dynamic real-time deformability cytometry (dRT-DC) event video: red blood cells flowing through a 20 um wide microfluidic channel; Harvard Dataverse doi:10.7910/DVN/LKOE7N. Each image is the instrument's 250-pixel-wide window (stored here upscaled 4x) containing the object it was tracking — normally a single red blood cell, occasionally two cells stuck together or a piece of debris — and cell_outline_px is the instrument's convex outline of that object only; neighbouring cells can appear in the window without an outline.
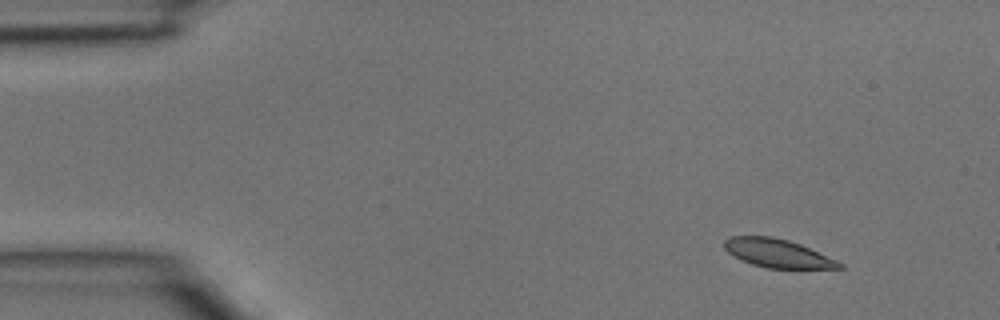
{"species": "common noctule bat (a hibernating species)", "species_latin": "Nyctalus noctula", "temperature_condition": "room temperature", "stored_images_in_passage": 3, "camera_frame_rate_fps": 3000, "um_per_image_px": 0.085, "animal": {"sex": "male", "body_mass_g": 15.6}, "frame": {"image": 1, "passage_image": 1, "time_ms": 0.0, "image_size_px": [1000, 320], "cell_outline_px": [[844, 268], [768, 268], [752, 264], [740, 260], [728, 252], [724, 248], [724, 240], [732, 236], [772, 236], [788, 240], [800, 244], [836, 260], [844, 264]], "centroid_in_image_um": [66.07, 21.52], "position_along_channel_um": 18.9, "area_um2": 18.9}}
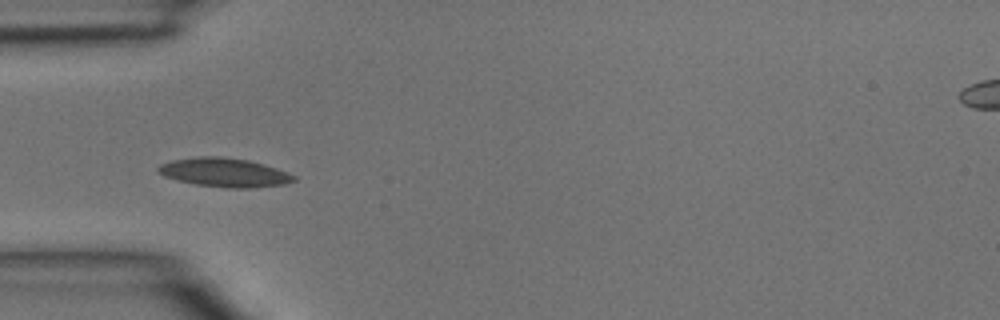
{"frame": {"image": 2, "passage_image": 3, "time_ms": 0.667, "image_size_px": [1000, 320], "cell_outline_px": [[296, 180], [284, 184], [252, 188], [228, 188], [196, 184], [176, 180], [164, 176], [156, 168], [160, 164], [172, 160], [196, 156], [220, 156], [248, 160], [264, 164], [288, 172], [296, 176]], "centroid_in_image_um": [19.08, 14.65], "position_along_channel_um": 65.9, "area_um2": 22.89}}